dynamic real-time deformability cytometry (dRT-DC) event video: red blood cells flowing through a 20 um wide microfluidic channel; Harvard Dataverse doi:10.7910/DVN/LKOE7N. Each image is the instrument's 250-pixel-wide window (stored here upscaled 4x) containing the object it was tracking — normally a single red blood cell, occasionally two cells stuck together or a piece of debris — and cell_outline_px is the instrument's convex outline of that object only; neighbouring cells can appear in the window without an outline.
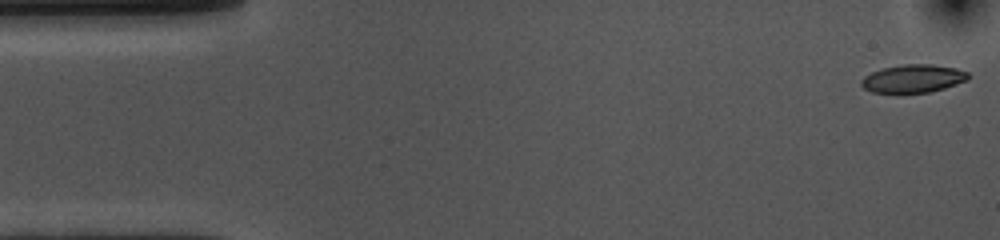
{"species": "common noctule bat (a hibernating species)", "species_latin": "Nyctalus noctula", "temperature_condition": "cold", "stored_images_in_passage": 9, "camera_frame_rate_fps": 3000, "um_per_image_px": 0.085, "animal": {"sex": "female", "body_mass_g": 10.0, "forearm_length_mm": 53.1}, "frame": {"image": 1, "passage_image": 1, "time_ms": 0.0, "image_size_px": [1000, 240], "cell_outline_px": [[972, 76], [968, 80], [944, 88], [928, 92], [872, 92], [864, 88], [860, 84], [860, 80], [864, 76], [872, 72], [884, 68], [900, 64], [932, 64], [956, 68], [968, 72]], "centroid_in_image_um": [77.64, 6.66], "position_along_channel_um": 7.4, "area_um2": 17.46}}